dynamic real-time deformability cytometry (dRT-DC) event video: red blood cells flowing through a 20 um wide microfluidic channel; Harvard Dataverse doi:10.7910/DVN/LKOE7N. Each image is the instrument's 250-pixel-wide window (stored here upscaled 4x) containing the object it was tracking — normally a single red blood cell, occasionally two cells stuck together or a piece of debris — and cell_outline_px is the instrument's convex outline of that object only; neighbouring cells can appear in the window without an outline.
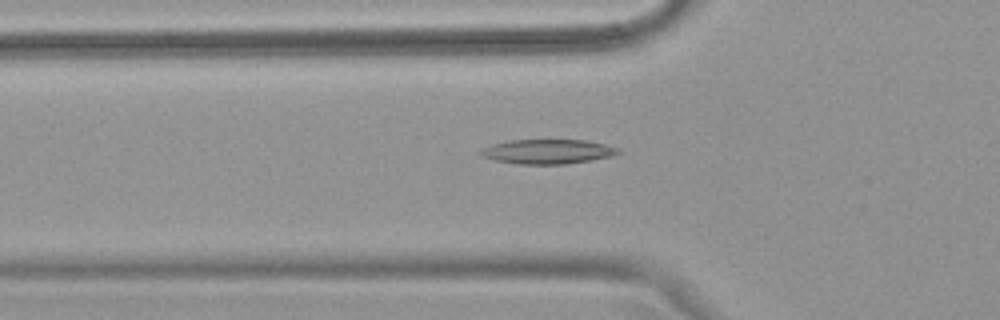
{"species": "common noctule bat (a hibernating species)", "species_latin": "Nyctalus noctula", "temperature_condition": "warm", "stored_images_in_passage": 48, "camera_frame_rate_fps": 3000, "um_per_image_px": 0.085, "animal": {"sex": "female", "body_mass_g": 18.4}, "frame": {"image": 1, "passage_image": 17, "time_ms": 5.333, "image_size_px": [1000, 320], "cell_outline_px": [[620, 152], [612, 156], [592, 160], [564, 164], [516, 164], [496, 160], [480, 156], [476, 152], [492, 144], [512, 140], [584, 140], [604, 144], [620, 148]], "centroid_in_image_um": [46.54, 12.89], "position_along_channel_um": 79.3, "area_um2": 19.65}}
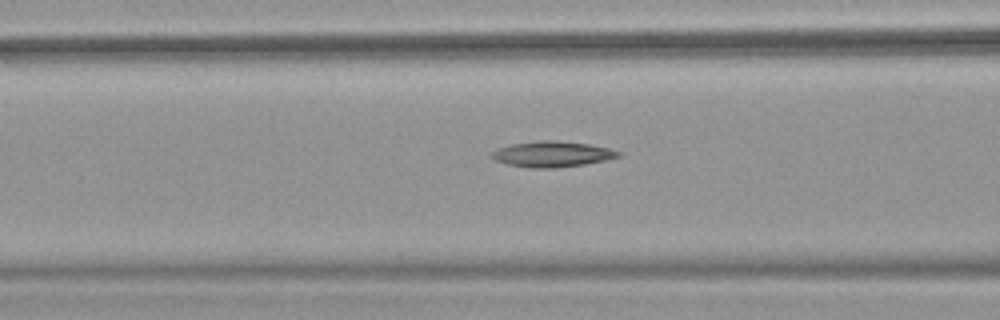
{"frame": {"image": 2, "passage_image": 20, "time_ms": 6.333, "image_size_px": [1000, 320], "cell_outline_px": [[624, 152], [620, 156], [604, 160], [584, 164], [556, 168], [528, 168], [508, 164], [496, 160], [488, 156], [492, 152], [500, 148], [512, 144], [540, 140], [556, 140], [588, 144], [608, 148]], "centroid_in_image_um": [46.94, 13.1], "position_along_channel_um": 119.7, "area_um2": 18.9}}
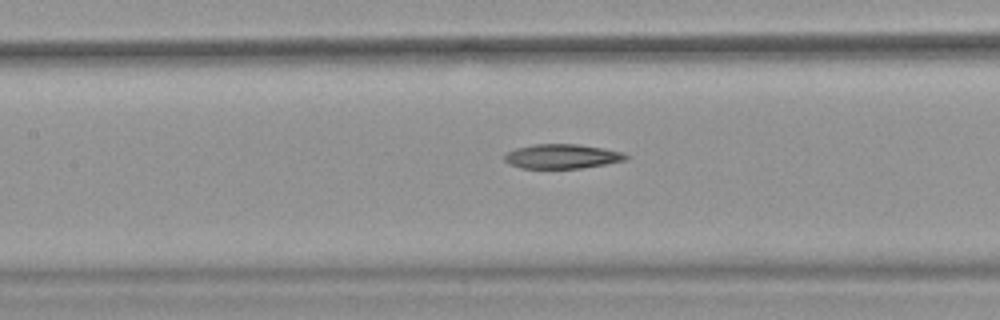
{"frame": {"image": 3, "passage_image": 23, "time_ms": 7.333, "image_size_px": [1000, 320], "cell_outline_px": [[628, 156], [624, 160], [604, 164], [580, 168], [520, 168], [508, 164], [504, 160], [504, 156], [508, 152], [516, 148], [536, 144], [576, 144], [604, 148], [620, 152]], "centroid_in_image_um": [47.71, 13.29], "position_along_channel_um": 159.7, "area_um2": 17.05}}